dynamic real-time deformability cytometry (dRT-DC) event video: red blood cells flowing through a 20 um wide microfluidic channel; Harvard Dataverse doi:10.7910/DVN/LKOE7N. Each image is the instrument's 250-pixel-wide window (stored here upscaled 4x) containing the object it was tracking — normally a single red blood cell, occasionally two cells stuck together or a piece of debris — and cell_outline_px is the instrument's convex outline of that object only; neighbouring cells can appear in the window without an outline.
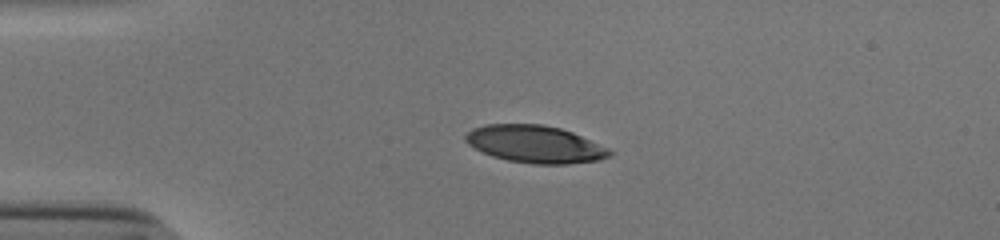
{"species": "human", "species_latin": "Homo sapiens", "temperature_condition": "cold", "stored_images_in_passage": 41, "camera_frame_rate_fps": 3000, "um_per_image_px": 0.085, "donor": {"sex": "male"}, "frame": {"image": 1, "passage_image": 1, "time_ms": 0.0, "image_size_px": [1000, 240], "cell_outline_px": [[616, 152], [612, 156], [600, 160], [568, 164], [532, 164], [508, 160], [492, 156], [468, 144], [464, 140], [464, 136], [472, 128], [488, 124], [540, 124], [560, 128], [572, 132], [612, 148]], "centroid_in_image_um": [45.56, 12.26], "position_along_channel_um": 39.4, "area_um2": 31.67}}
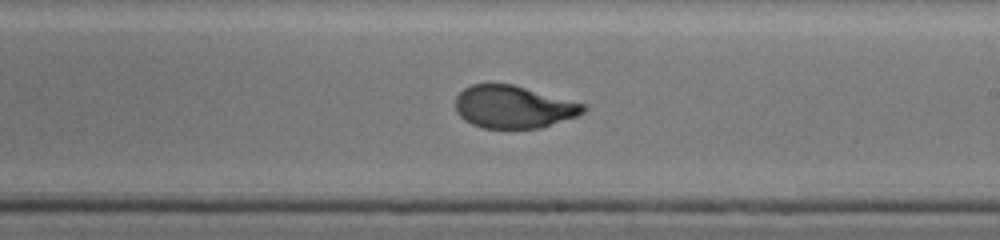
{"frame": {"image": 2, "passage_image": 20, "time_ms": 6.333, "image_size_px": [1000, 240], "cell_outline_px": [[588, 108], [584, 112], [576, 116], [540, 128], [484, 128], [472, 124], [464, 120], [456, 112], [456, 96], [464, 88], [472, 84], [512, 84], [588, 104]], "centroid_in_image_um": [43.66, 9.08], "position_along_channel_um": 245.3, "area_um2": 31.79}}
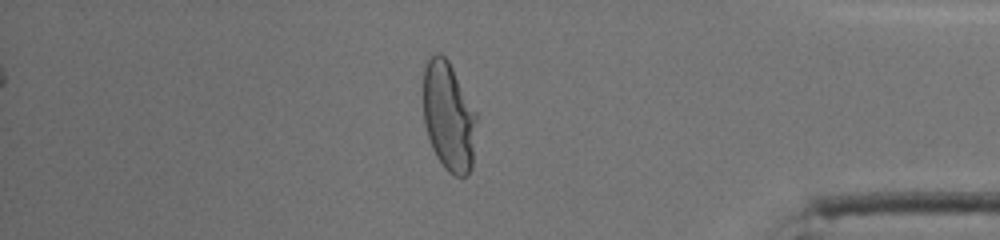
{"frame": {"image": 3, "passage_image": 34, "time_ms": 11.0, "image_size_px": [1000, 240], "cell_outline_px": [[476, 120], [472, 168], [468, 176], [456, 176], [448, 172], [444, 168], [436, 156], [432, 148], [424, 124], [424, 68], [428, 60], [436, 52], [440, 52], [448, 60], [476, 112]], "centroid_in_image_um": [38.13, 9.93], "position_along_channel_um": 397.1, "area_um2": 33.76}, "authors_computed_cell_mechanics": {"area_um2": 33.4084, "velocity_mm_per_s": 3.8459, "shape_relaxation_time_tau1_ms": 3.9556, "shape_relaxation_time_tau2_ms": 0.7238, "deformation_change_tau1": 0.2181, "deformation_change_tau2": 0.0546}}